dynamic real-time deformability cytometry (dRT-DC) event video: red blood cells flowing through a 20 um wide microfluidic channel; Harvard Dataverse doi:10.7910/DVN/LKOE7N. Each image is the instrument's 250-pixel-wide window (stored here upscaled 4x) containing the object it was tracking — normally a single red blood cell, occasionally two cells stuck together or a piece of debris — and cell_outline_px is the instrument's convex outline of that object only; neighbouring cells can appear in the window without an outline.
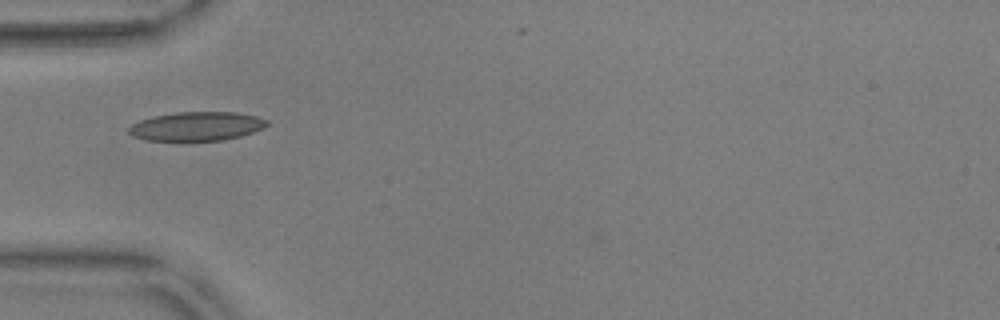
{"species": "common noctule bat (a hibernating species)", "species_latin": "Nyctalus noctula", "temperature_condition": "warm", "stored_images_in_passage": 34, "camera_frame_rate_fps": 3000, "um_per_image_px": 0.085, "animal": {"sex": "male", "body_mass_g": 17.9, "forearm_length_mm": 54.2}, "frame": {"image": 1, "passage_image": 1, "time_ms": 0.0, "image_size_px": [1000, 320], "cell_outline_px": [[268, 124], [264, 128], [240, 136], [224, 140], [144, 140], [132, 136], [128, 132], [128, 128], [132, 124], [140, 120], [156, 116], [176, 112], [236, 112], [256, 116], [268, 120]], "centroid_in_image_um": [16.72, 10.73], "position_along_channel_um": 68.3, "area_um2": 23.18}}
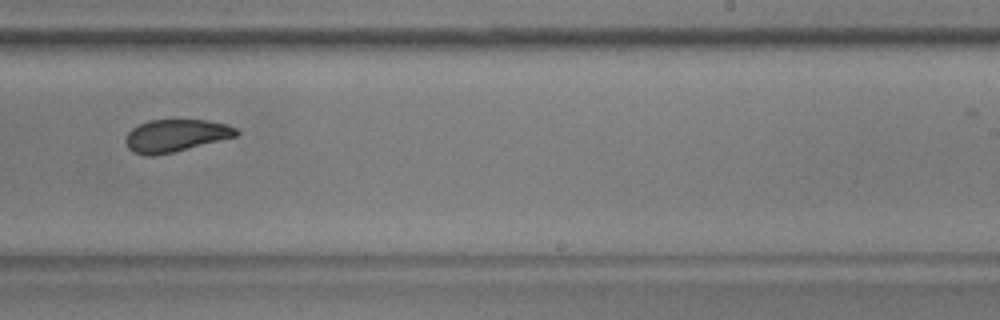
{"frame": {"image": 2, "passage_image": 18, "time_ms": 5.667, "image_size_px": [1000, 320], "cell_outline_px": [[240, 132], [236, 136], [172, 152], [152, 156], [144, 156], [132, 152], [128, 148], [124, 140], [128, 132], [132, 128], [140, 124], [152, 120], [208, 120], [228, 124], [236, 128]], "centroid_in_image_um": [14.91, 11.52], "position_along_channel_um": 274.1, "area_um2": 20.81}}
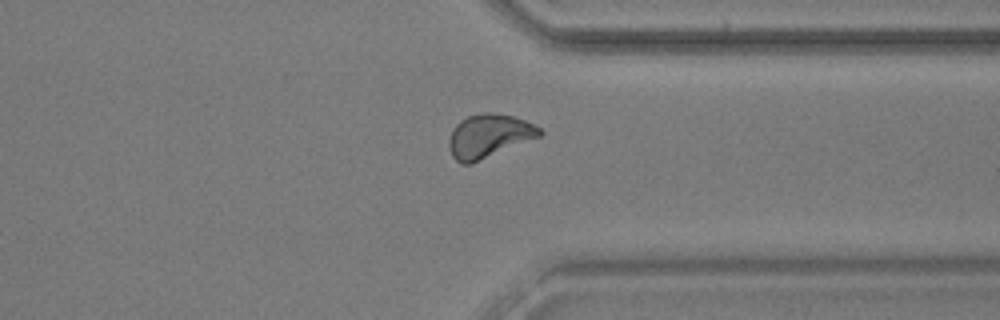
{"frame": {"image": 3, "passage_image": 26, "time_ms": 8.333, "image_size_px": [1000, 320], "cell_outline_px": [[544, 132], [540, 136], [472, 164], [460, 164], [452, 156], [448, 148], [448, 140], [452, 128], [460, 120], [468, 116], [484, 112], [492, 112], [512, 116], [524, 120], [540, 128]], "centroid_in_image_um": [41.51, 11.57], "position_along_channel_um": 369.9, "area_um2": 23.12}, "authors_computed_cell_mechanics": {"area_um2": 22.0796, "velocity_mm_per_s": 3.6195, "shape_relaxation_time_tau1_ms": 4.1119, "shape_relaxation_time_tau2_ms": 1.7694, "deformation_change_tau1": 0.1273, "deformation_change_tau2": 0.0675}}